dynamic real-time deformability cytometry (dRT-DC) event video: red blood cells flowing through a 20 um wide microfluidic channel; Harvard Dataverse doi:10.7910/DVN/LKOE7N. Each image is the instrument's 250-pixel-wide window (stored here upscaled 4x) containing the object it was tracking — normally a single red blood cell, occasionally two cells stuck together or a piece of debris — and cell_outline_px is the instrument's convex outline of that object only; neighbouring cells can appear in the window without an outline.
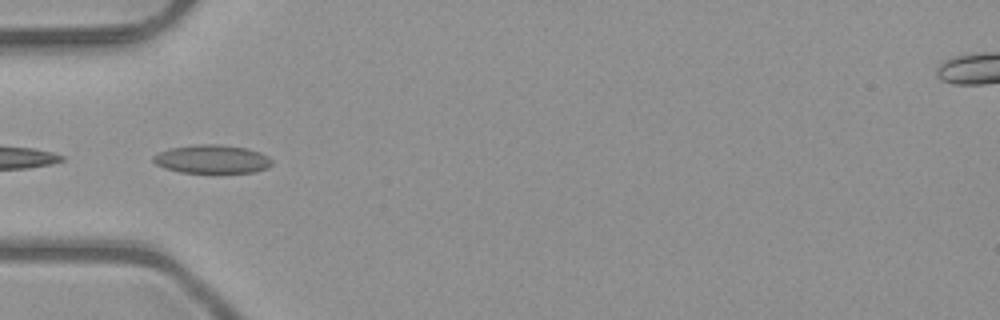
{"species": "common noctule bat (a hibernating species)", "species_latin": "Nyctalus noctula", "temperature_condition": "room temperature", "stored_images_in_passage": 1, "camera_frame_rate_fps": 3000, "um_per_image_px": 0.085, "animal": {"sex": "male", "body_mass_g": 23.1, "forearm_length_mm": 52.7}, "frame": {"image": 1, "passage_image": 1, "time_ms": 0.0, "image_size_px": [1000, 320], "cell_outline_px": [[272, 164], [268, 168], [256, 172], [212, 176], [180, 172], [164, 168], [156, 164], [152, 160], [152, 156], [168, 148], [196, 144], [216, 144], [244, 148], [260, 152], [268, 156], [272, 160]], "centroid_in_image_um": [18.03, 13.59], "position_along_channel_um": 67.0, "area_um2": 20.75}}